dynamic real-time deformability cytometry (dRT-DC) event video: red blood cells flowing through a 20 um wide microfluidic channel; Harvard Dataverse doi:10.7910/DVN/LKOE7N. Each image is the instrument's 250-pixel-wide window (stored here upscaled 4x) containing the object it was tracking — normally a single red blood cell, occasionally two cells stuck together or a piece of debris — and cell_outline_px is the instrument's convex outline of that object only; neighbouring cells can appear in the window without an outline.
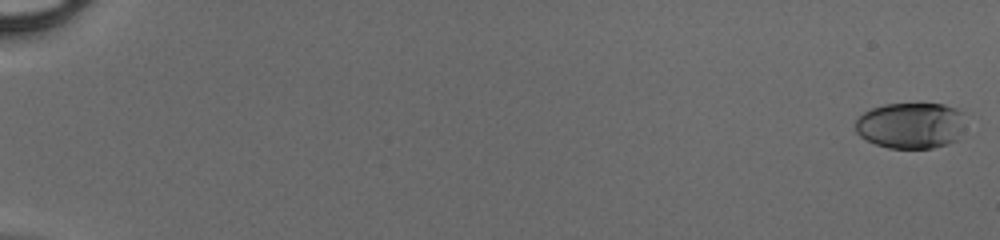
{"species": "human", "species_latin": "Homo sapiens", "temperature_condition": "cold", "stored_images_in_passage": 51, "camera_frame_rate_fps": 3000, "um_per_image_px": 0.085, "donor": {"sex": "male"}, "frame": {"image": 1, "passage_image": 1, "time_ms": 0.0, "image_size_px": [1000, 240], "cell_outline_px": [[964, 128], [956, 140], [948, 144], [932, 148], [888, 148], [876, 144], [860, 136], [856, 132], [856, 120], [864, 112], [872, 108], [884, 104], [944, 104], [956, 108], [960, 112]], "centroid_in_image_um": [77.4, 10.67], "position_along_channel_um": 7.6, "area_um2": 29.42}}
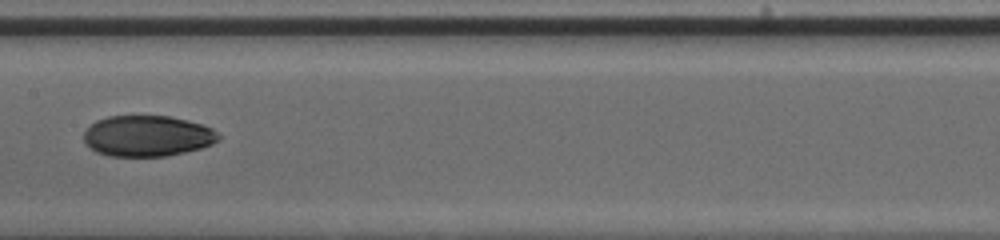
{"frame": {"image": 2, "passage_image": 29, "time_ms": 9.333, "image_size_px": [1000, 240], "cell_outline_px": [[220, 140], [212, 144], [200, 148], [184, 152], [164, 156], [108, 156], [96, 152], [84, 140], [84, 132], [96, 120], [108, 116], [168, 116], [188, 120], [204, 124], [212, 128], [220, 136]], "centroid_in_image_um": [12.55, 11.55], "position_along_channel_um": 194.8, "area_um2": 32.08}}
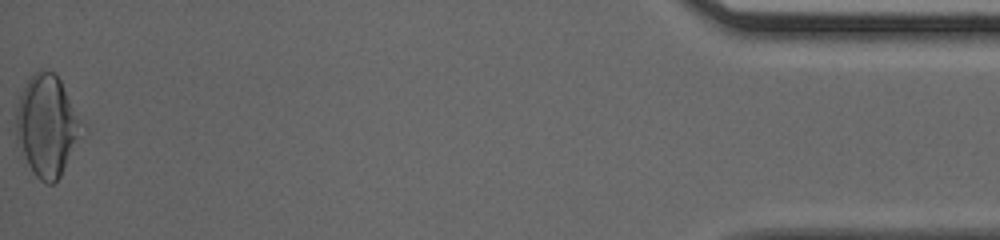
{"frame": {"image": 3, "passage_image": 51, "time_ms": 16.667, "image_size_px": [1000, 240], "cell_outline_px": [[76, 136], [60, 176], [52, 184], [48, 184], [40, 180], [32, 172], [16, 140], [16, 108], [20, 96], [28, 80], [40, 68], [44, 68], [52, 72], [60, 80], [76, 120]], "centroid_in_image_um": [3.84, 10.68], "position_along_channel_um": 431.4, "area_um2": 36.07}}